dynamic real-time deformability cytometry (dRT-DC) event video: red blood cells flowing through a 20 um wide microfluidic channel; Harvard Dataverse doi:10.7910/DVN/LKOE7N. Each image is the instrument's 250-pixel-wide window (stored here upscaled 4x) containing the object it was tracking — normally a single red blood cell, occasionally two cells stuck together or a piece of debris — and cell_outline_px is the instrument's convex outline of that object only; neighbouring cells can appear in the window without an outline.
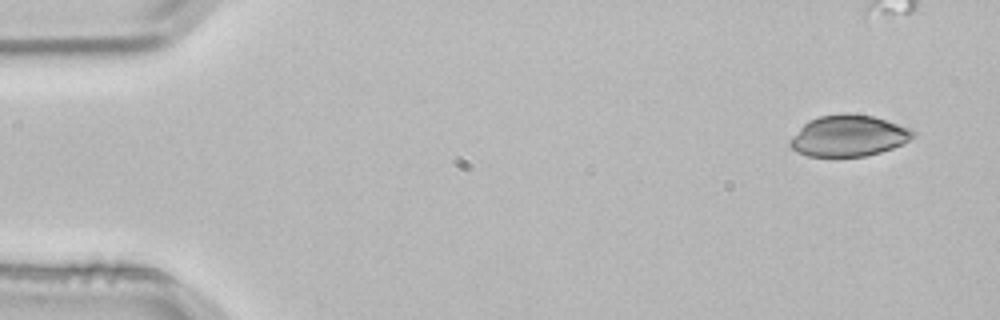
{"species": "common noctule bat (a hibernating species)", "species_latin": "Nyctalus noctula", "temperature_condition": "room temperature", "stored_images_in_passage": 4, "camera_frame_rate_fps": 3000, "um_per_image_px": 0.085, "animal": {"sex": "male", "body_mass_g": 21.5, "forearm_length_mm": 52.0}, "frame": {"image": 1, "passage_image": 1, "time_ms": 0.0, "image_size_px": [1000, 320], "cell_outline_px": [[916, 136], [904, 144], [880, 152], [864, 156], [808, 156], [796, 152], [788, 144], [788, 140], [808, 120], [820, 116], [848, 112], [872, 116], [912, 128], [916, 132]], "centroid_in_image_um": [72.14, 11.53], "position_along_channel_um": 12.9, "area_um2": 29.77}}
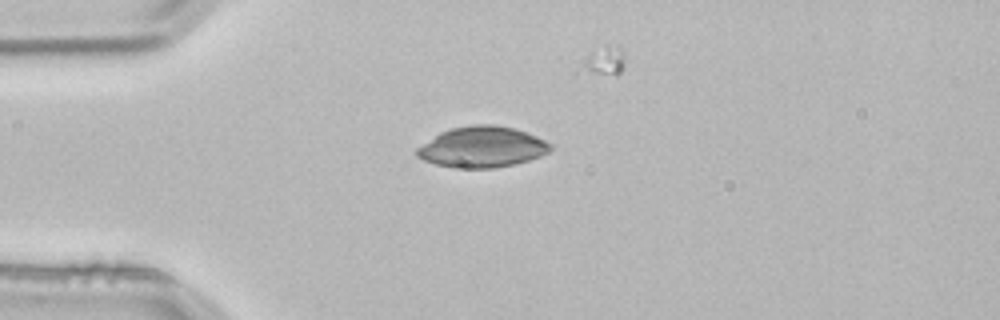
{"frame": {"image": 2, "passage_image": 3, "time_ms": 0.667, "image_size_px": [1000, 320], "cell_outline_px": [[552, 148], [548, 152], [540, 156], [528, 160], [512, 164], [492, 168], [452, 168], [436, 164], [424, 160], [416, 156], [416, 148], [440, 132], [452, 128], [472, 124], [492, 124], [512, 128], [536, 136], [552, 144]], "centroid_in_image_um": [40.95, 12.5], "position_along_channel_um": 44.1, "area_um2": 31.62}}
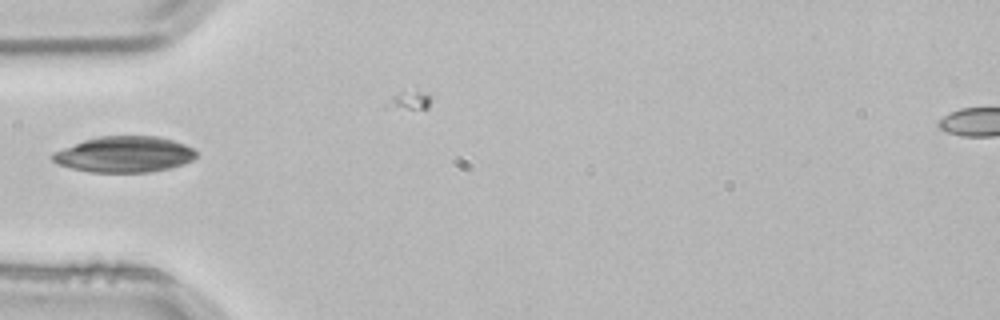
{"frame": {"image": 3, "passage_image": 4, "time_ms": 1.0, "image_size_px": [1000, 320], "cell_outline_px": [[196, 156], [192, 160], [184, 164], [168, 168], [148, 172], [92, 172], [72, 168], [56, 164], [48, 156], [52, 152], [84, 140], [100, 136], [156, 136], [172, 140], [184, 144], [192, 148], [196, 152]], "centroid_in_image_um": [10.53, 13.12], "position_along_channel_um": 74.5, "area_um2": 30.06}}